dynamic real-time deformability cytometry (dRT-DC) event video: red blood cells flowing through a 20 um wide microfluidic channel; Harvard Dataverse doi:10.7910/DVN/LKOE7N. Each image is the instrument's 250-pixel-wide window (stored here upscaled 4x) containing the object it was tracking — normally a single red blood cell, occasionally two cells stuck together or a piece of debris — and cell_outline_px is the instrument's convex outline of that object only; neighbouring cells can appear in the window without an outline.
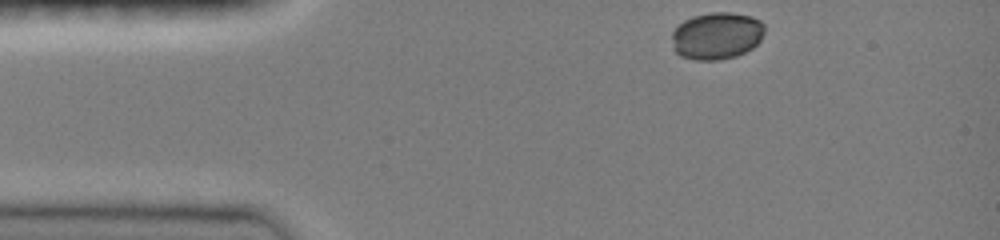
{"species": "common noctule bat (a hibernating species)", "species_latin": "Nyctalus noctula", "temperature_condition": "room temperature", "stored_images_in_passage": 35, "camera_frame_rate_fps": 3000, "um_per_image_px": 0.085, "animal": {"sex": "female", "body_mass_g": 19.0, "forearm_length_mm": 51.5}, "frame": {"image": 1, "passage_image": 1, "time_ms": 0.0, "image_size_px": [1000, 240], "cell_outline_px": [[764, 32], [760, 40], [752, 48], [736, 56], [720, 60], [696, 60], [680, 56], [672, 48], [672, 32], [684, 20], [692, 16], [712, 12], [732, 12], [752, 16], [760, 20], [764, 24]], "centroid_in_image_um": [60.91, 3.04], "position_along_channel_um": 24.1, "area_um2": 25.66}}
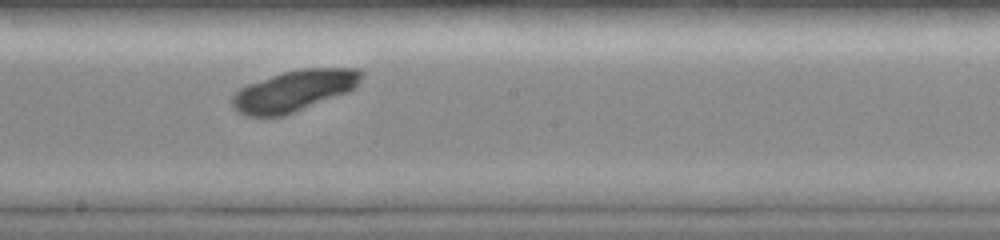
{"frame": {"image": 2, "passage_image": 20, "time_ms": 6.333, "image_size_px": [1000, 240], "cell_outline_px": [[364, 76], [356, 88], [348, 92], [284, 116], [244, 116], [232, 108], [232, 96], [240, 88], [248, 84], [284, 72], [300, 68], [360, 68], [364, 72]], "centroid_in_image_um": [25.04, 7.71], "position_along_channel_um": 223.2, "area_um2": 31.1}}
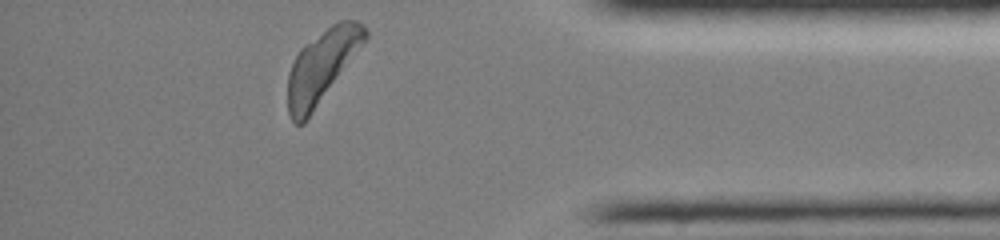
{"frame": {"image": 3, "passage_image": 35, "time_ms": 11.333, "image_size_px": [1000, 240], "cell_outline_px": [[368, 36], [304, 124], [296, 124], [292, 120], [288, 112], [288, 72], [300, 48], [304, 44], [332, 24], [340, 20], [356, 20], [368, 32]], "centroid_in_image_um": [27.32, 5.63], "position_along_channel_um": 407.9, "area_um2": 31.79}}